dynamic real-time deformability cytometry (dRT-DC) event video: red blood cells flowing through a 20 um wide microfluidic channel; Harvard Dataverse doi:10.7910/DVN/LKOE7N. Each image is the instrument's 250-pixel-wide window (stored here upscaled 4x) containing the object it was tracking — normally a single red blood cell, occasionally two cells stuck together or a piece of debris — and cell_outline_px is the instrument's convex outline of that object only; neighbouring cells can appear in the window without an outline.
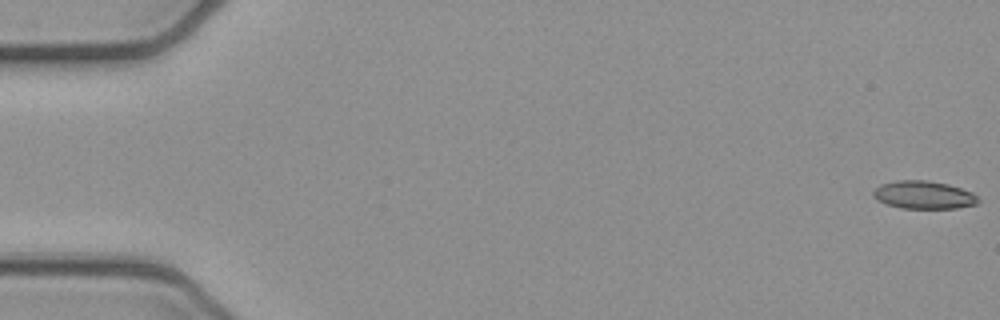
{"species": "common noctule bat (a hibernating species)", "species_latin": "Nyctalus noctula", "temperature_condition": "cold", "stored_images_in_passage": 52, "camera_frame_rate_fps": 3000, "um_per_image_px": 0.085, "animal": {"sex": "female", "body_mass_g": 21.9}, "frame": {"image": 1, "passage_image": 1, "time_ms": 0.0, "image_size_px": [1000, 320], "cell_outline_px": [[980, 200], [976, 204], [956, 208], [900, 208], [884, 204], [872, 196], [872, 192], [880, 184], [896, 180], [928, 180], [948, 184], [972, 192]], "centroid_in_image_um": [78.48, 16.56], "position_along_channel_um": 6.5, "area_um2": 17.17}}
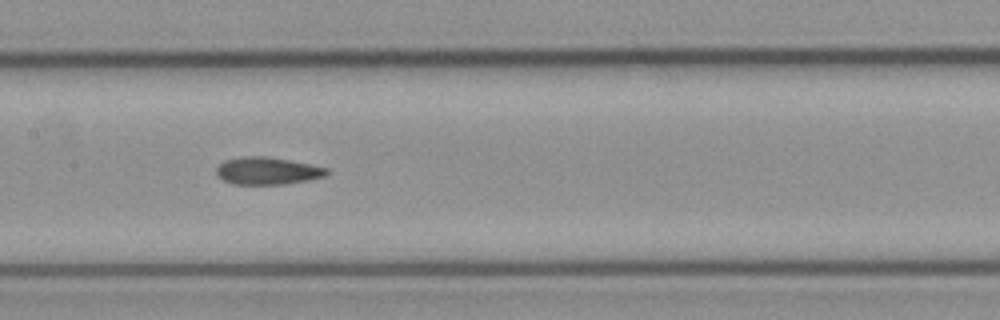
{"frame": {"image": 2, "passage_image": 26, "time_ms": 8.333, "image_size_px": [1000, 320], "cell_outline_px": [[328, 176], [308, 180], [284, 184], [232, 184], [216, 176], [216, 168], [224, 160], [240, 156], [264, 156], [288, 160], [328, 168]], "centroid_in_image_um": [22.7, 14.52], "position_along_channel_um": 184.7, "area_um2": 17.63}}
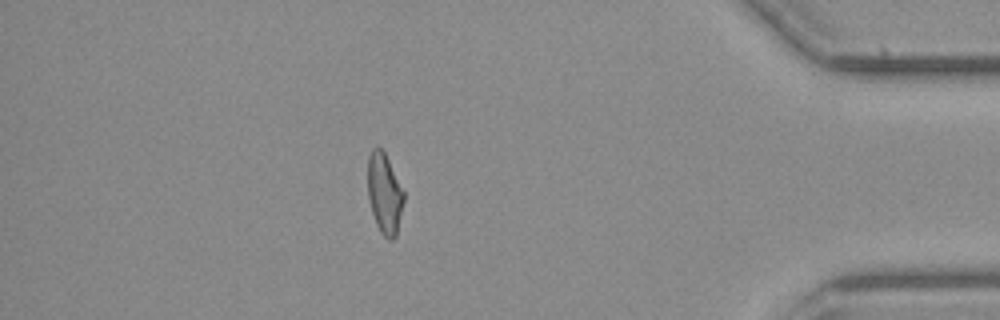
{"frame": {"image": 3, "passage_image": 46, "time_ms": 15.0, "image_size_px": [1000, 320], "cell_outline_px": [[404, 200], [396, 236], [392, 240], [388, 240], [380, 232], [376, 224], [368, 200], [368, 156], [372, 148], [380, 148], [384, 152], [404, 192]], "centroid_in_image_um": [32.67, 16.48], "position_along_channel_um": 402.5, "area_um2": 16.76}, "authors_computed_cell_mechanics": {"area_um2": 17.4556, "velocity_mm_per_s": 3.9318, "shape_relaxation_time_tau1_ms": null, "shape_relaxation_time_tau2_ms": 3.1665, "deformation_change_tau1": null, "deformation_change_tau2": 0.1023}}